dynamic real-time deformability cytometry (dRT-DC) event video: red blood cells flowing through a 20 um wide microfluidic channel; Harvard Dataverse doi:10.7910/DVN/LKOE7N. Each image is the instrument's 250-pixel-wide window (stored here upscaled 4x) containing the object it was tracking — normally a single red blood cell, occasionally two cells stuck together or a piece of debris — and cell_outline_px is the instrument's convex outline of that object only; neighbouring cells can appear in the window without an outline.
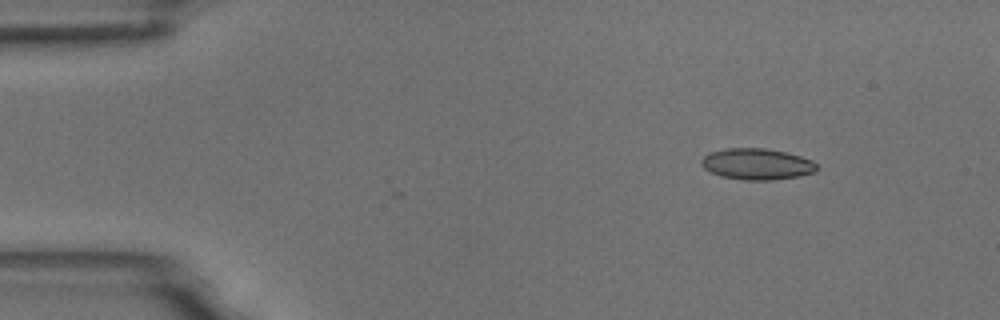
{"species": "common noctule bat (a hibernating species)", "species_latin": "Nyctalus noctula", "temperature_condition": "room temperature", "stored_images_in_passage": 10, "camera_frame_rate_fps": 3000, "um_per_image_px": 0.085, "animal": {"sex": "male", "body_mass_g": 18.8}, "frame": {"image": 1, "passage_image": 2, "time_ms": 0.333, "image_size_px": [1000, 320], "cell_outline_px": [[820, 168], [816, 172], [800, 176], [772, 180], [744, 180], [720, 176], [704, 168], [700, 164], [700, 160], [708, 152], [728, 148], [764, 148], [784, 152], [800, 156], [812, 160]], "centroid_in_image_um": [64.34, 13.95], "position_along_channel_um": 20.7, "area_um2": 21.15}}
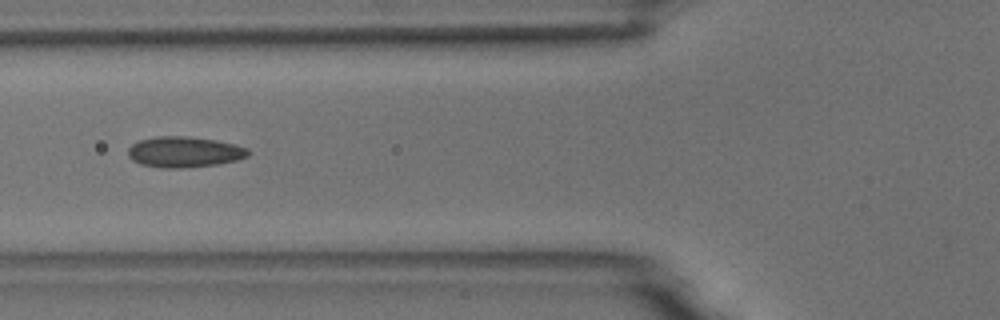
{"frame": {"image": 2, "passage_image": 6, "time_ms": 1.667, "image_size_px": [1000, 320], "cell_outline_px": [[252, 152], [248, 156], [236, 160], [216, 164], [184, 168], [164, 168], [140, 164], [132, 160], [128, 156], [128, 148], [132, 144], [140, 140], [156, 136], [188, 136], [216, 140], [236, 144], [248, 148]], "centroid_in_image_um": [15.68, 12.91], "position_along_channel_um": 110.1, "area_um2": 21.68}}
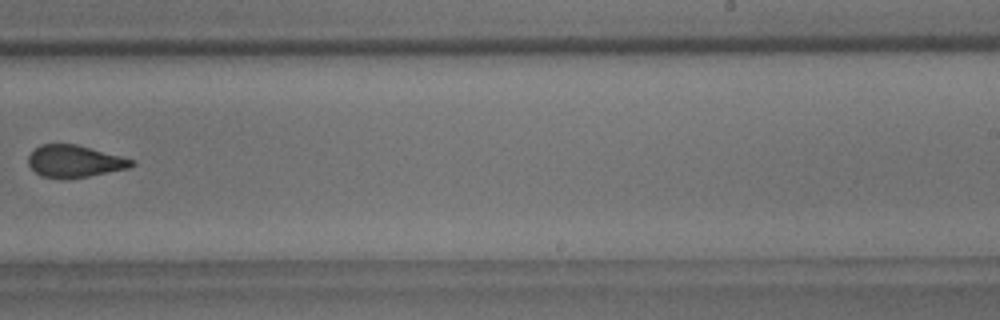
{"frame": {"image": 3, "passage_image": 10, "time_ms": 3.0, "image_size_px": [1000, 320], "cell_outline_px": [[136, 164], [128, 168], [88, 176], [40, 176], [28, 164], [28, 156], [40, 144], [76, 144], [136, 160]], "centroid_in_image_um": [6.37, 13.67], "position_along_channel_um": 282.6, "area_um2": 18.73}}